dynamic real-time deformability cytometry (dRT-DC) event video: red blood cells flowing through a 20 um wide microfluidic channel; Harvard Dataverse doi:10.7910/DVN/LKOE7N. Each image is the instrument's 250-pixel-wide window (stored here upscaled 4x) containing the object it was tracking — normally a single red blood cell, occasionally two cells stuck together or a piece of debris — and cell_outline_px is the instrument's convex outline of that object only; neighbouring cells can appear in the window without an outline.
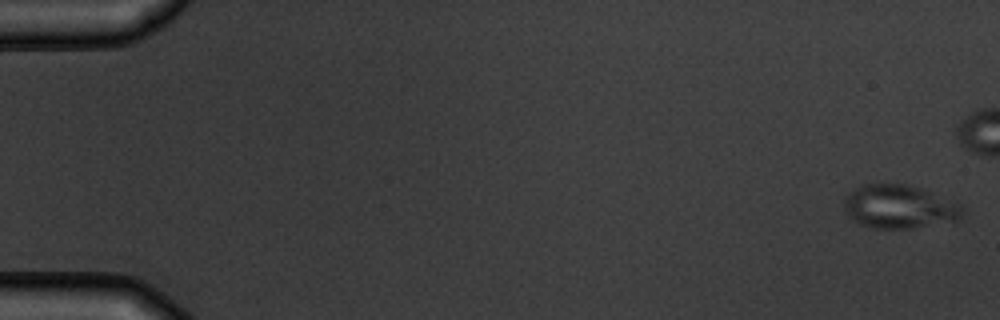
{"species": "common noctule bat (a hibernating species)", "species_latin": "Nyctalus noctula", "temperature_condition": "warm", "stored_images_in_passage": 6, "camera_frame_rate_fps": 3000, "um_per_image_px": 0.085, "animal": {"sex": "male", "body_mass_g": 19.5, "forearm_length_mm": 54.6}, "frame": {"image": 1, "passage_image": 1, "time_ms": 0.0, "image_size_px": [1000, 320], "cell_outline_px": [[968, 212], [960, 220], [912, 228], [872, 228], [860, 224], [852, 220], [844, 212], [844, 196], [848, 192], [860, 184], [904, 184], [920, 188], [964, 204]], "centroid_in_image_um": [76.48, 17.57], "position_along_channel_um": 8.5, "area_um2": 30.75}}